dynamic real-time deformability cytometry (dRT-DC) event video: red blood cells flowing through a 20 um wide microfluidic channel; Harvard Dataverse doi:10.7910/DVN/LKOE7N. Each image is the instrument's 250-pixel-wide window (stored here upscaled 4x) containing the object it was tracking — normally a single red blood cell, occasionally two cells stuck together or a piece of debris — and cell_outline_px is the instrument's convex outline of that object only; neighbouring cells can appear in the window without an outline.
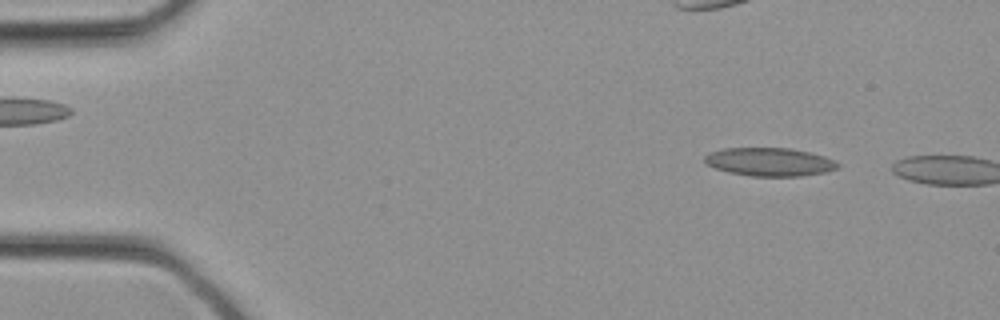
{"species": "common noctule bat (a hibernating species)", "species_latin": "Nyctalus noctula", "temperature_condition": "cold", "stored_images_in_passage": 5, "camera_frame_rate_fps": 3000, "um_per_image_px": 0.085, "animal": {"sex": "female", "body_mass_g": 21.9}, "frame": {"image": 1, "passage_image": 4, "time_ms": 1.0, "image_size_px": [1000, 320], "cell_outline_px": [[840, 164], [836, 168], [824, 172], [800, 176], [752, 176], [728, 172], [716, 168], [708, 164], [704, 160], [704, 156], [708, 152], [724, 148], [792, 148], [824, 156]], "centroid_in_image_um": [65.38, 13.75], "position_along_channel_um": 19.6, "area_um2": 21.79}}